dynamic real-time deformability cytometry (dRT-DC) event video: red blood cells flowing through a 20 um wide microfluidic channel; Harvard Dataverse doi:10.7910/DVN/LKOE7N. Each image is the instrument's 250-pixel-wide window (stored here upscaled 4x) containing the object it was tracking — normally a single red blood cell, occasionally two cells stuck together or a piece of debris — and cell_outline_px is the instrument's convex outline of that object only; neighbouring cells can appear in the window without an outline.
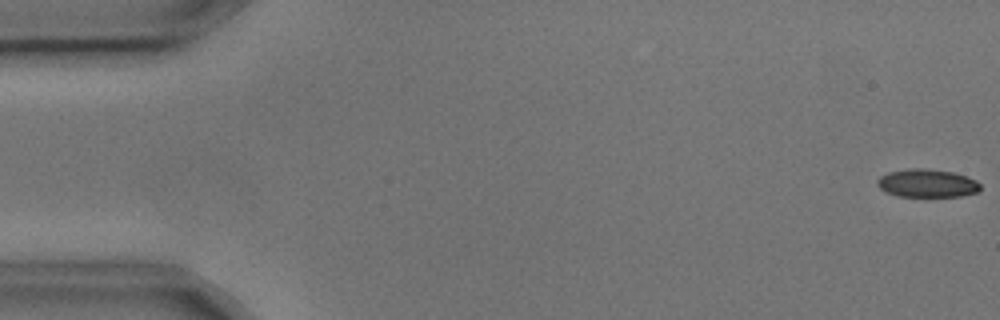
{"species": "common noctule bat (a hibernating species)", "species_latin": "Nyctalus noctula", "temperature_condition": "cold", "stored_images_in_passage": 6, "segment_of_instrument_passage": [1, 2], "camera_frame_rate_fps": 3000, "um_per_image_px": 0.085, "animal": {"sex": "male", "body_mass_g": 17.9, "forearm_length_mm": 54.2}, "frame": {"image": 1, "passage_image": 1, "time_ms": 0.0, "image_size_px": [1000, 320], "cell_outline_px": [[980, 188], [976, 192], [960, 196], [896, 196], [880, 188], [876, 184], [876, 180], [880, 176], [888, 172], [912, 168], [924, 168], [952, 172], [976, 180], [980, 184]], "centroid_in_image_um": [78.77, 15.57], "position_along_channel_um": 6.2, "area_um2": 16.7}}
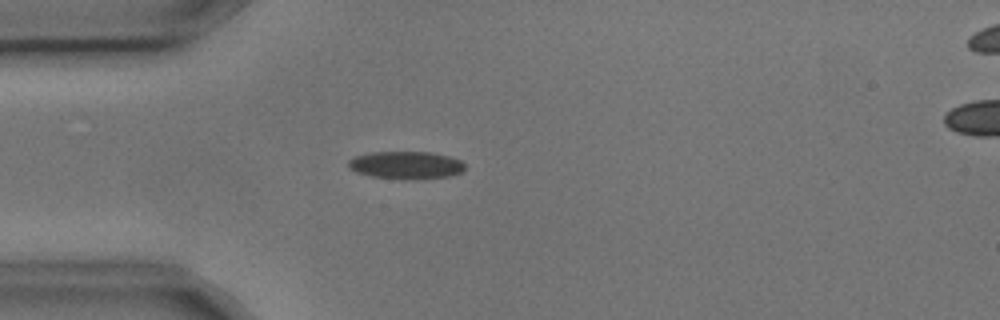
{"frame": {"image": 2, "passage_image": 5, "time_ms": 1.333, "image_size_px": [1000, 320], "cell_outline_px": [[464, 168], [460, 172], [448, 176], [416, 180], [372, 176], [356, 172], [348, 168], [348, 160], [356, 156], [372, 152], [432, 152], [448, 156], [460, 160], [464, 164]], "centroid_in_image_um": [34.49, 14.03], "position_along_channel_um": 50.5, "area_um2": 18.67}}